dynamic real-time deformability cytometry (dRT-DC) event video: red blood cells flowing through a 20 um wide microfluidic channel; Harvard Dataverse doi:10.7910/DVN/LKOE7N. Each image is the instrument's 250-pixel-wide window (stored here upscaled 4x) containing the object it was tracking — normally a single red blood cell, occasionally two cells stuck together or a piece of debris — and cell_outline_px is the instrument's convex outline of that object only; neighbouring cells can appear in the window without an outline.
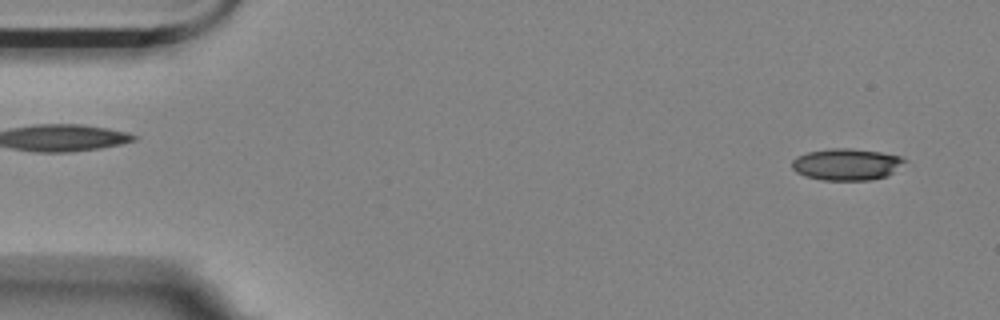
{"species": "Egyptian fruit bat (a non-hibernating species)", "species_latin": "Rousettus aegyptiacus", "temperature_condition": "room temperature", "stored_images_in_passage": 56, "camera_frame_rate_fps": 3000, "um_per_image_px": 0.085, "animal": {"sex": "female"}, "frame": {"image": 1, "passage_image": 3, "time_ms": 0.667, "image_size_px": [1000, 320], "cell_outline_px": [[908, 160], [888, 176], [872, 180], [820, 180], [804, 176], [796, 172], [792, 168], [792, 160], [796, 156], [808, 152], [832, 148], [852, 148], [880, 152], [900, 156]], "centroid_in_image_um": [71.95, 13.97], "position_along_channel_um": 13.0, "area_um2": 20.98}}
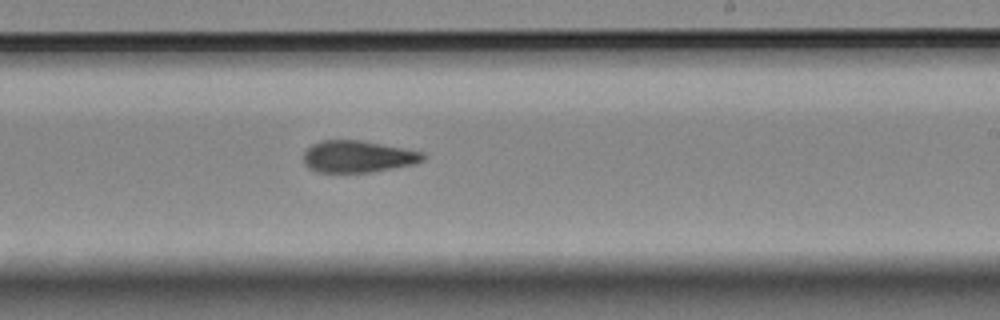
{"frame": {"image": 2, "passage_image": 33, "time_ms": 10.667, "image_size_px": [1000, 320], "cell_outline_px": [[424, 160], [412, 164], [368, 172], [316, 172], [308, 168], [304, 164], [304, 152], [312, 144], [320, 140], [360, 140], [404, 148], [424, 152]], "centroid_in_image_um": [30.37, 13.3], "position_along_channel_um": 258.6, "area_um2": 22.02}}
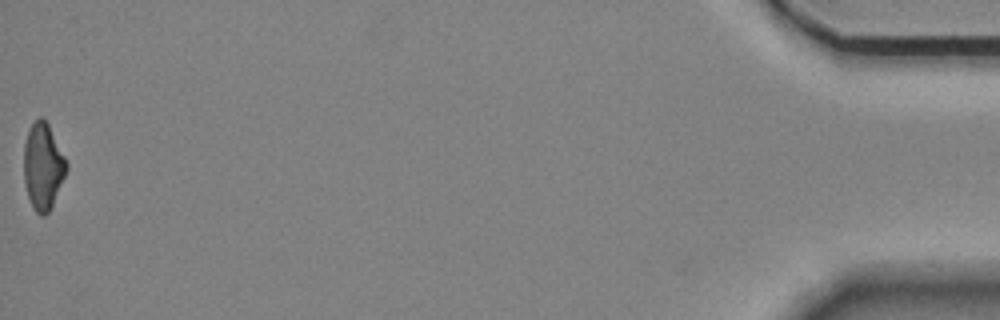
{"frame": {"image": 3, "passage_image": 56, "time_ms": 18.333, "image_size_px": [1000, 320], "cell_outline_px": [[68, 168], [52, 204], [48, 212], [44, 216], [40, 216], [36, 212], [28, 196], [24, 184], [24, 144], [28, 132], [32, 124], [40, 116], [48, 124], [68, 164]], "centroid_in_image_um": [3.64, 14.15], "position_along_channel_um": 431.6, "area_um2": 21.04}, "authors_computed_cell_mechanics": {"area_um2": 22.253, "velocity_mm_per_s": 3.5322, "shape_relaxation_time_tau1_ms": null, "shape_relaxation_time_tau2_ms": 5.0315, "deformation_change_tau1": null, "deformation_change_tau2": 0.1457}}